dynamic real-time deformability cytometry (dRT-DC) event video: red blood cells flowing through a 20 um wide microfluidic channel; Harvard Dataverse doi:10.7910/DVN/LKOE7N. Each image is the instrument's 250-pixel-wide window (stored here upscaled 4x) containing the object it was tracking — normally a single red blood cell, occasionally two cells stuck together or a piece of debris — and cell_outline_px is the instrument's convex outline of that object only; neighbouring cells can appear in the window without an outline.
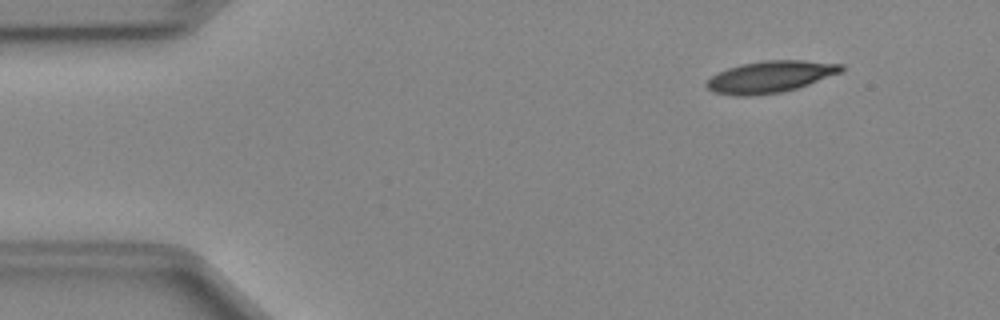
{"species": "Egyptian fruit bat (a non-hibernating species)", "species_latin": "Rousettus aegyptiacus", "temperature_condition": "cold", "stored_images_in_passage": 7, "camera_frame_rate_fps": 3000, "um_per_image_px": 0.085, "animal": {"sex": "female"}, "frame": {"image": 1, "passage_image": 1, "time_ms": 0.0, "image_size_px": [1000, 320], "cell_outline_px": [[844, 68], [840, 72], [808, 84], [784, 92], [748, 96], [732, 96], [712, 92], [704, 84], [712, 76], [728, 68], [740, 64], [764, 60], [800, 60], [844, 64]], "centroid_in_image_um": [65.43, 6.53], "position_along_channel_um": 19.6, "area_um2": 24.8}}